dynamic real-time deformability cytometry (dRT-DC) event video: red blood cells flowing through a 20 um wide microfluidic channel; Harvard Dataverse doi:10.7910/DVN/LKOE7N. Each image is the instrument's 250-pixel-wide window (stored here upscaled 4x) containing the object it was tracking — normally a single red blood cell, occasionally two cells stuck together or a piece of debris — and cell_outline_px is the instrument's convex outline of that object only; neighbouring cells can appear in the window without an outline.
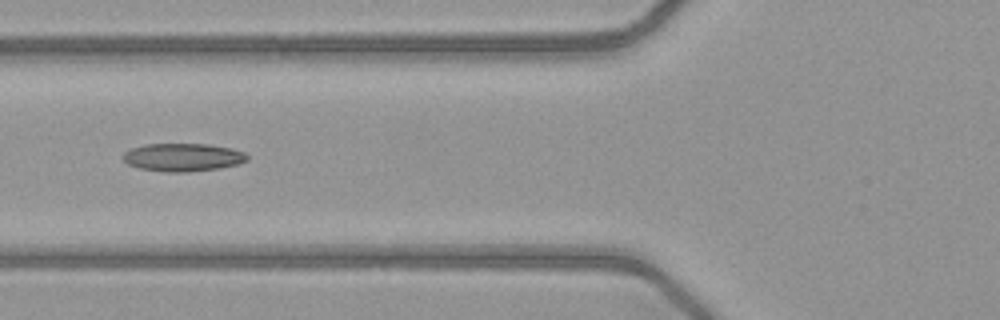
{"species": "common noctule bat (a hibernating species)", "species_latin": "Nyctalus noctula", "temperature_condition": "warm", "stored_images_in_passage": 51, "segment_of_instrument_passage": [2, 2], "camera_frame_rate_fps": 3000, "um_per_image_px": 0.085, "animal": {"sex": "female", "body_mass_g": 21.9}, "frame": {"image": 1, "passage_image": 20, "time_ms": 6.333, "image_size_px": [1000, 320], "cell_outline_px": [[248, 160], [240, 164], [220, 168], [188, 172], [164, 172], [140, 168], [128, 164], [124, 160], [124, 152], [132, 148], [144, 144], [208, 144], [232, 148], [244, 152], [248, 156]], "centroid_in_image_um": [15.58, 13.37], "position_along_channel_um": 110.2, "area_um2": 20.35}}
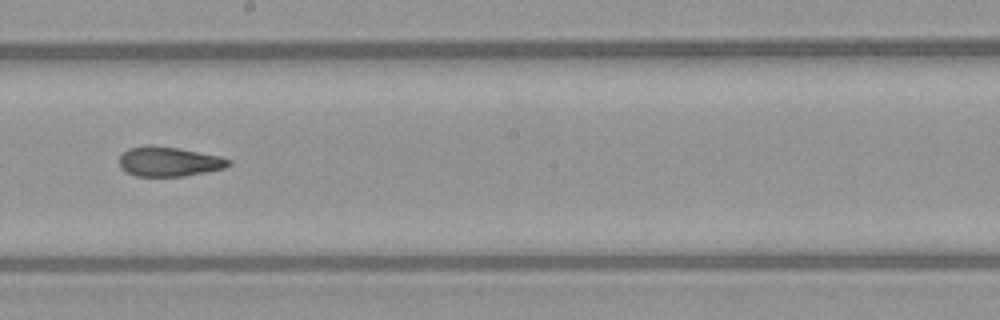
{"frame": {"image": 2, "passage_image": 29, "time_ms": 9.333, "image_size_px": [1000, 320], "cell_outline_px": [[232, 164], [224, 168], [208, 172], [184, 176], [136, 176], [124, 172], [120, 168], [120, 156], [128, 148], [148, 144], [176, 148], [220, 156], [232, 160]], "centroid_in_image_um": [14.35, 13.74], "position_along_channel_um": 233.8, "area_um2": 19.02}}
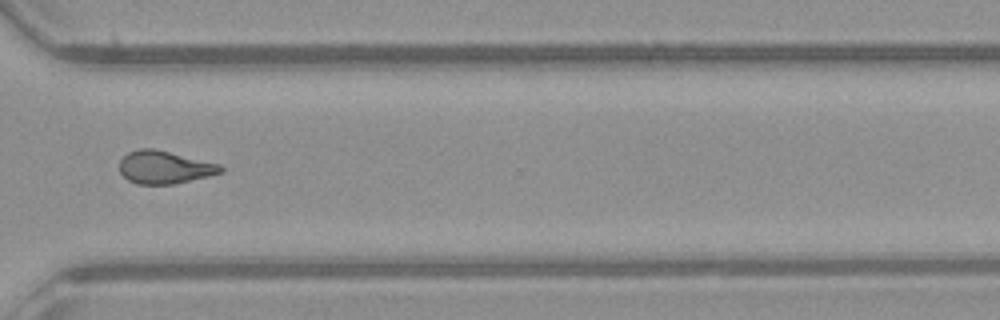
{"frame": {"image": 3, "passage_image": 38, "time_ms": 12.333, "image_size_px": [1000, 320], "cell_outline_px": [[224, 172], [208, 176], [172, 184], [136, 184], [128, 180], [120, 172], [120, 160], [128, 152], [140, 148], [152, 148], [220, 164], [224, 168]], "centroid_in_image_um": [13.98, 14.22], "position_along_channel_um": 356.6, "area_um2": 19.19}}